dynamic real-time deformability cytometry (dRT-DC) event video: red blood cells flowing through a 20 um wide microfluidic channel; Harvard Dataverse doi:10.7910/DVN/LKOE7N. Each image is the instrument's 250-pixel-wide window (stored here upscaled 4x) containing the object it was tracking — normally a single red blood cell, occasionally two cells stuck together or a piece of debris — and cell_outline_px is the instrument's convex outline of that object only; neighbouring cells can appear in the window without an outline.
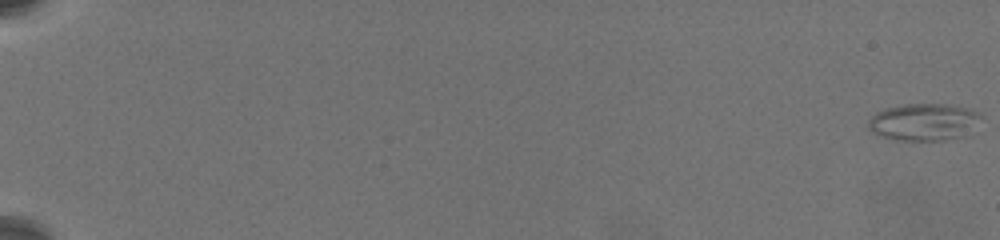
{"species": "common noctule bat (a hibernating species)", "species_latin": "Nyctalus noctula", "temperature_condition": "warm", "stored_images_in_passage": 18, "camera_frame_rate_fps": 3000, "um_per_image_px": 0.085, "animal": {"sex": "female", "body_mass_g": 19.5, "forearm_length_mm": 54.1}, "frame": {"image": 1, "passage_image": 1, "time_ms": 0.0, "image_size_px": [1000, 240], "cell_outline_px": [[980, 116], [968, 136], [944, 140], [892, 140], [880, 136], [872, 132], [868, 128], [868, 120], [876, 112], [884, 108], [904, 104], [944, 104], [964, 108], [980, 112]], "centroid_in_image_um": [78.48, 10.38], "position_along_channel_um": 6.5, "area_um2": 24.45}}
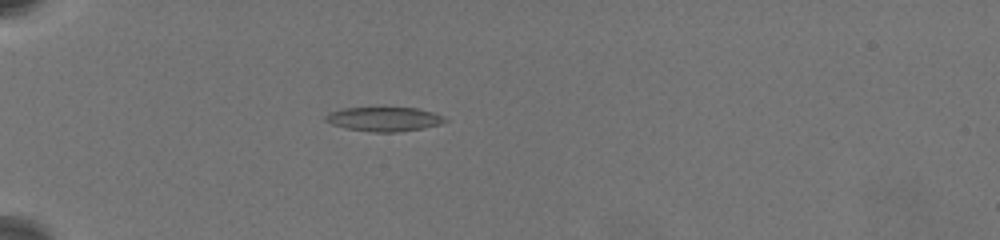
{"frame": {"image": 2, "passage_image": 14, "time_ms": 7.333, "image_size_px": [1000, 240], "cell_outline_px": [[448, 120], [440, 124], [424, 128], [396, 132], [372, 132], [344, 128], [332, 124], [324, 120], [324, 116], [328, 112], [344, 108], [416, 108], [432, 112], [444, 116]], "centroid_in_image_um": [32.62, 10.13], "position_along_channel_um": 52.4, "area_um2": 16.88}}
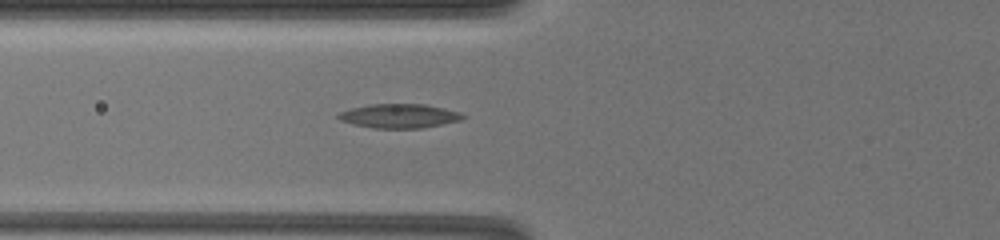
{"frame": {"image": 3, "passage_image": 18, "time_ms": 9.333, "image_size_px": [1000, 240], "cell_outline_px": [[464, 116], [460, 120], [424, 128], [372, 128], [352, 124], [340, 120], [336, 116], [340, 112], [352, 108], [372, 104], [424, 104], [444, 108], [460, 112]], "centroid_in_image_um": [33.92, 9.86], "position_along_channel_um": 91.9, "area_um2": 17.4}}